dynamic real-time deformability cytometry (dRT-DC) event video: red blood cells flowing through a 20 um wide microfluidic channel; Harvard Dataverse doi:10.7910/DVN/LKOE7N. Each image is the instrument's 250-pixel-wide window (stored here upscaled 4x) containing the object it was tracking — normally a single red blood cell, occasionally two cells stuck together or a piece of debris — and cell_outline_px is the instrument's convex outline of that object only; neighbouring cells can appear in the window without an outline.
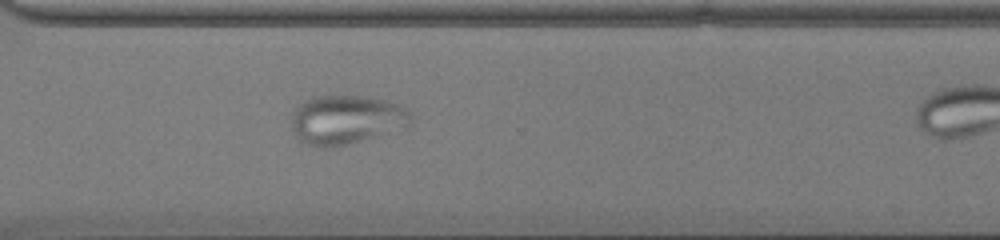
{"species": "common noctule bat (a hibernating species)", "species_latin": "Nyctalus noctula", "temperature_condition": "cold", "stored_images_in_passage": 31, "camera_frame_rate_fps": 3000, "um_per_image_px": 0.085, "animal": {"sex": "male", "body_mass_g": 13.0, "forearm_length_mm": 53.1}, "frame": {"image": 1, "passage_image": 27, "time_ms": 8.667, "image_size_px": [1000, 240], "cell_outline_px": [[412, 120], [408, 124], [348, 144], [324, 148], [320, 148], [304, 144], [300, 140], [292, 128], [292, 112], [304, 100], [312, 96], [364, 96], [384, 100], [408, 108], [412, 116]], "centroid_in_image_um": [29.36, 10.15], "position_along_channel_um": 341.2, "area_um2": 33.58}}